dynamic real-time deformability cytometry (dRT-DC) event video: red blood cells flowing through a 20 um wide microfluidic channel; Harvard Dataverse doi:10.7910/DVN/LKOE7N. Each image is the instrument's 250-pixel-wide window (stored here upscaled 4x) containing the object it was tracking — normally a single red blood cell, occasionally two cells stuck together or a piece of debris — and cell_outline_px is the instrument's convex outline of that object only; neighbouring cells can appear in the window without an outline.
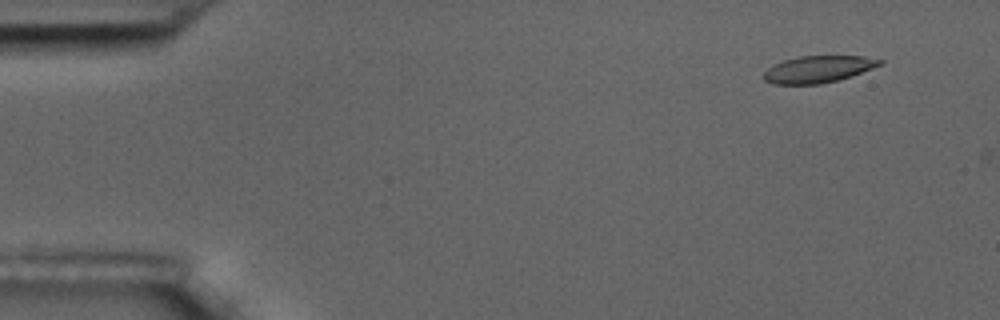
{"species": "common noctule bat (a hibernating species)", "species_latin": "Nyctalus noctula", "temperature_condition": "room temperature", "stored_images_in_passage": 8, "camera_frame_rate_fps": 3000, "um_per_image_px": 0.085, "animal": {"sex": "male", "body_mass_g": 17.5, "forearm_length_mm": 52.3}, "frame": {"image": 1, "passage_image": 2, "time_ms": 1.0, "image_size_px": [1000, 320], "cell_outline_px": [[884, 60], [880, 64], [872, 68], [852, 76], [820, 84], [772, 84], [764, 80], [760, 76], [772, 64], [784, 60], [800, 56], [864, 56]], "centroid_in_image_um": [69.48, 5.88], "position_along_channel_um": 15.5, "area_um2": 18.21}}
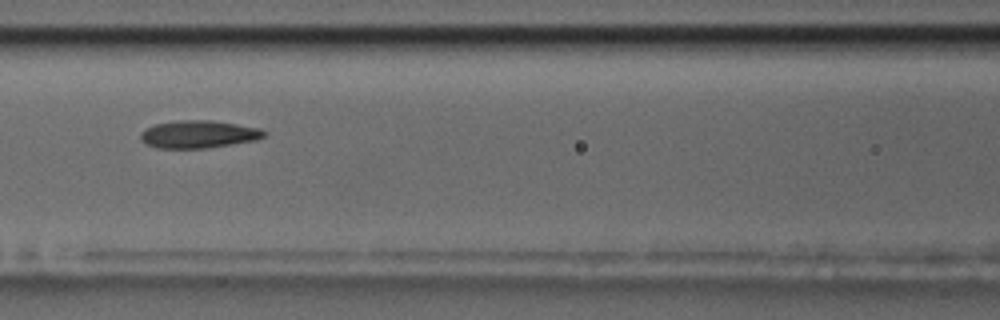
{"frame": {"image": 2, "passage_image": 7, "time_ms": 7.667, "image_size_px": [1000, 320], "cell_outline_px": [[264, 136], [256, 140], [232, 144], [204, 148], [156, 148], [144, 144], [140, 140], [140, 132], [156, 124], [180, 120], [212, 120], [260, 128], [264, 132]], "centroid_in_image_um": [16.83, 11.42], "position_along_channel_um": 149.8, "area_um2": 19.77}}
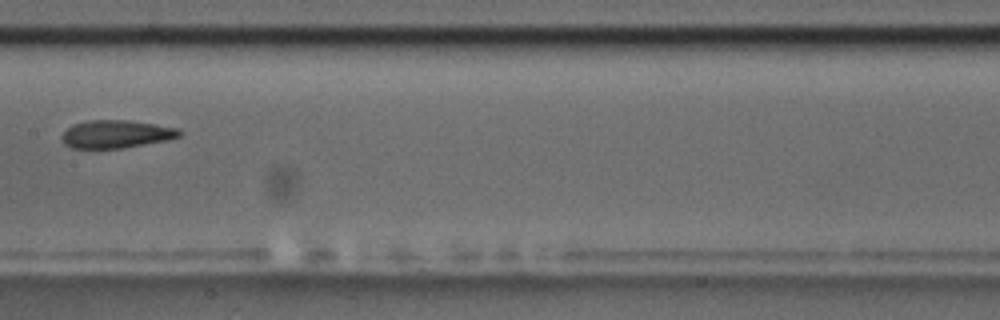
{"frame": {"image": 3, "passage_image": 8, "time_ms": 9.0, "image_size_px": [1000, 320], "cell_outline_px": [[184, 132], [180, 136], [168, 140], [120, 148], [72, 148], [64, 144], [60, 136], [72, 124], [88, 120], [128, 120], [156, 124], [180, 128]], "centroid_in_image_um": [9.89, 11.39], "position_along_channel_um": 197.5, "area_um2": 19.25}}